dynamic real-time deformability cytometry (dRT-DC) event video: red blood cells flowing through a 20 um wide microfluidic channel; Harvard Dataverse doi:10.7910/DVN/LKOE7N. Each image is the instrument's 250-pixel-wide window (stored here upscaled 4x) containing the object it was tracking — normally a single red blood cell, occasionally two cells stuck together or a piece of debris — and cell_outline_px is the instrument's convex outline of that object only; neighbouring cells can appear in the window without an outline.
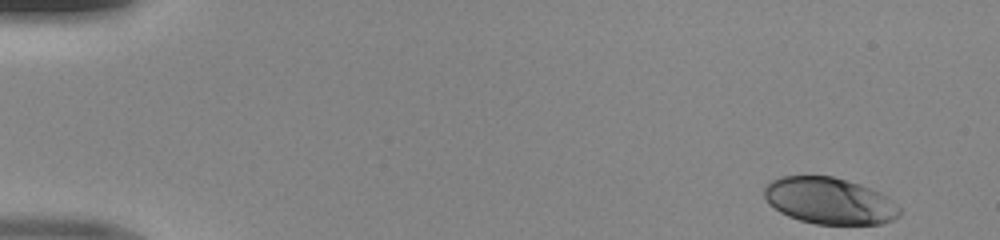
{"species": "human", "species_latin": "Homo sapiens", "temperature_condition": "room temperature", "stored_images_in_passage": 47, "camera_frame_rate_fps": 3000, "um_per_image_px": 0.085, "donor": {"sex": "male"}, "frame": {"image": 1, "passage_image": 1, "time_ms": 0.0, "image_size_px": [1000, 240], "cell_outline_px": [[900, 216], [892, 220], [880, 224], [816, 224], [800, 220], [788, 216], [780, 212], [768, 204], [764, 196], [764, 188], [772, 180], [780, 176], [832, 176], [860, 184], [880, 192], [900, 208]], "centroid_in_image_um": [70.48, 17.07], "position_along_channel_um": 14.5, "area_um2": 36.65}}
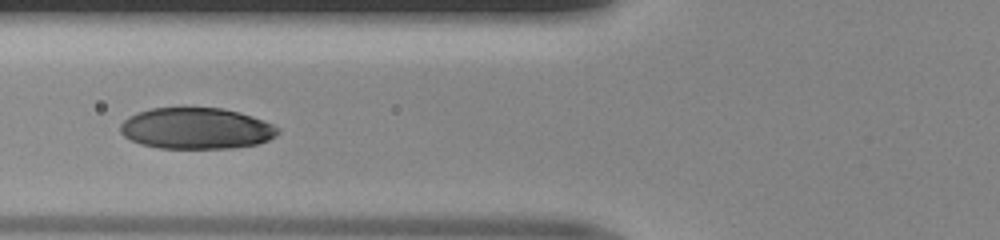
{"frame": {"image": 2, "passage_image": 18, "time_ms": 5.667, "image_size_px": [1000, 240], "cell_outline_px": [[280, 132], [276, 136], [268, 140], [256, 144], [232, 148], [160, 148], [140, 144], [124, 136], [120, 132], [120, 124], [128, 116], [136, 112], [152, 108], [220, 108], [240, 112], [252, 116], [272, 124], [280, 128]], "centroid_in_image_um": [16.68, 10.91], "position_along_channel_um": 109.1, "area_um2": 37.92}}
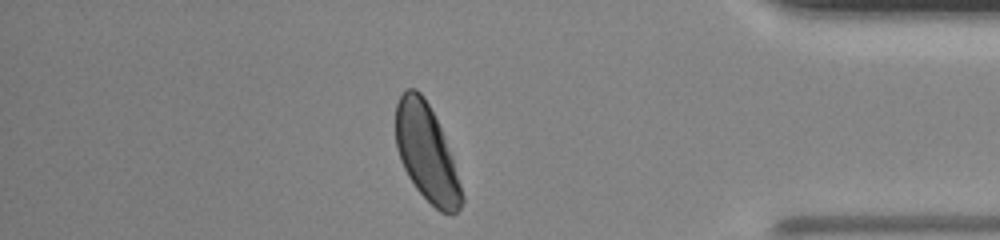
{"frame": {"image": 3, "passage_image": 41, "time_ms": 13.333, "image_size_px": [1000, 240], "cell_outline_px": [[464, 200], [460, 208], [452, 216], [440, 212], [416, 188], [408, 176], [400, 160], [396, 148], [396, 104], [400, 96], [408, 88], [416, 88], [424, 96], [440, 128], [452, 156], [464, 196]], "centroid_in_image_um": [36.26, 13.03], "position_along_channel_um": 398.9, "area_um2": 36.93}}